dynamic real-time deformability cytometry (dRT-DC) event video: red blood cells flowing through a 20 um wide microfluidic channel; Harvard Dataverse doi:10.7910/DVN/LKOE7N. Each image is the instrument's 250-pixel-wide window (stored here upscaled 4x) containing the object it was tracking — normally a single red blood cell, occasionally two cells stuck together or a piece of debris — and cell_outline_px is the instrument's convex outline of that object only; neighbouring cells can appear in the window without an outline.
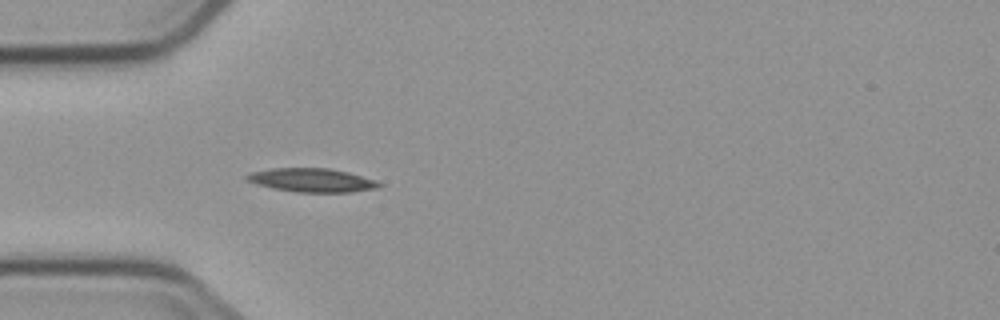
{"species": "common noctule bat (a hibernating species)", "species_latin": "Nyctalus noctula", "temperature_condition": "cold", "stored_images_in_passage": 5, "camera_frame_rate_fps": 3000, "um_per_image_px": 0.085, "animal": {"sex": "male", "body_mass_g": 23.1, "forearm_length_mm": 52.7}, "frame": {"image": 1, "passage_image": 5, "time_ms": 4.667, "image_size_px": [1000, 320], "cell_outline_px": [[384, 184], [380, 188], [352, 192], [296, 192], [272, 188], [256, 184], [248, 180], [244, 176], [252, 172], [272, 168], [328, 168], [348, 172], [376, 180]], "centroid_in_image_um": [26.56, 15.32], "position_along_channel_um": 58.4, "area_um2": 18.32}}